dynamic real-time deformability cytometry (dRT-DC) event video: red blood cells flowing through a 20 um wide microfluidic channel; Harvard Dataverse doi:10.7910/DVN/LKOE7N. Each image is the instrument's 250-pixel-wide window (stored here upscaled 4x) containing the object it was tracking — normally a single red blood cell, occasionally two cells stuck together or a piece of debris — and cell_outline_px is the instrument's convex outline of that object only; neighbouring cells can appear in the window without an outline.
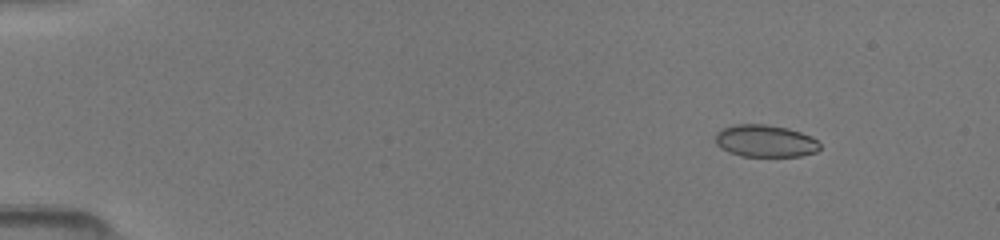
{"species": "common noctule bat (a hibernating species)", "species_latin": "Nyctalus noctula", "temperature_condition": "room temperature", "stored_images_in_passage": 17, "camera_frame_rate_fps": 3000, "um_per_image_px": 0.085, "animal": {"sex": "female", "body_mass_g": 19.5, "forearm_length_mm": 54.1}, "frame": {"image": 1, "passage_image": 1, "time_ms": 0.0, "image_size_px": [1000, 240], "cell_outline_px": [[820, 148], [816, 152], [800, 156], [740, 156], [728, 152], [720, 148], [716, 144], [716, 132], [720, 128], [736, 124], [764, 124], [788, 128], [812, 136], [820, 144]], "centroid_in_image_um": [65.02, 11.98], "position_along_channel_um": 20.0, "area_um2": 19.77}}
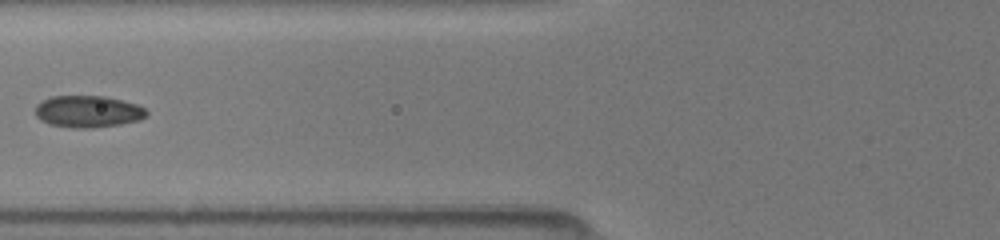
{"frame": {"image": 2, "passage_image": 10, "time_ms": 5.0, "image_size_px": [1000, 240], "cell_outline_px": [[148, 112], [140, 120], [120, 124], [92, 128], [72, 128], [48, 124], [40, 120], [36, 116], [36, 104], [52, 96], [104, 96], [136, 104], [144, 108]], "centroid_in_image_um": [7.45, 9.49], "position_along_channel_um": 118.4, "area_um2": 20.58}}
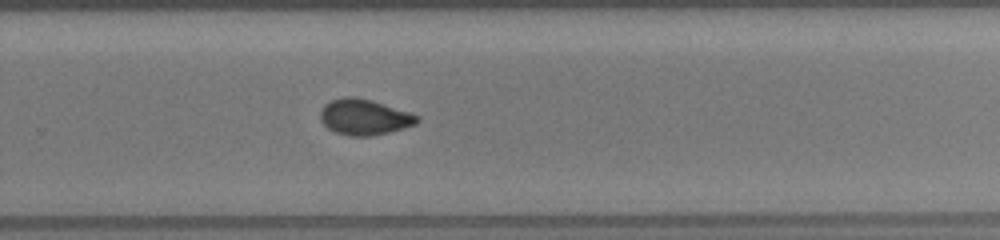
{"frame": {"image": 3, "passage_image": 17, "time_ms": 9.333, "image_size_px": [1000, 240], "cell_outline_px": [[420, 120], [416, 124], [404, 128], [372, 136], [348, 136], [336, 132], [328, 128], [320, 120], [320, 108], [324, 104], [332, 100], [344, 96], [356, 96], [372, 100], [420, 116]], "centroid_in_image_um": [30.95, 9.94], "position_along_channel_um": 298.9, "area_um2": 20.29}}